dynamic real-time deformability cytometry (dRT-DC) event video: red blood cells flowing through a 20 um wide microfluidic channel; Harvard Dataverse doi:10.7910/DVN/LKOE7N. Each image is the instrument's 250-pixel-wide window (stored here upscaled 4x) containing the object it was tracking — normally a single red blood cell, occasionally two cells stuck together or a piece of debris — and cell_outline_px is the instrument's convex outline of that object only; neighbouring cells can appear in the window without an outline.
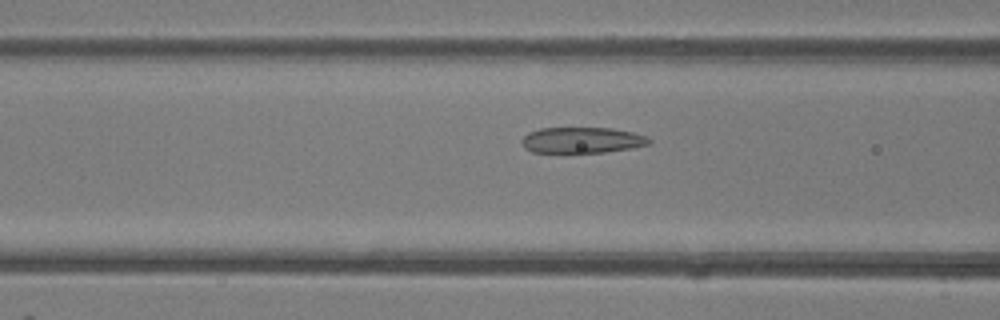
{"species": "common noctule bat (a hibernating species)", "species_latin": "Nyctalus noctula", "temperature_condition": "room temperature", "stored_images_in_passage": 50, "camera_frame_rate_fps": 3000, "um_per_image_px": 0.085, "animal": {"sex": "female"}, "frame": {"image": 1, "passage_image": 20, "time_ms": 6.333, "image_size_px": [1000, 320], "cell_outline_px": [[652, 144], [632, 148], [604, 152], [532, 152], [524, 148], [520, 140], [528, 132], [540, 128], [612, 128], [632, 132], [644, 136], [652, 140]], "centroid_in_image_um": [49.46, 11.91], "position_along_channel_um": 117.1, "area_um2": 19.25}}
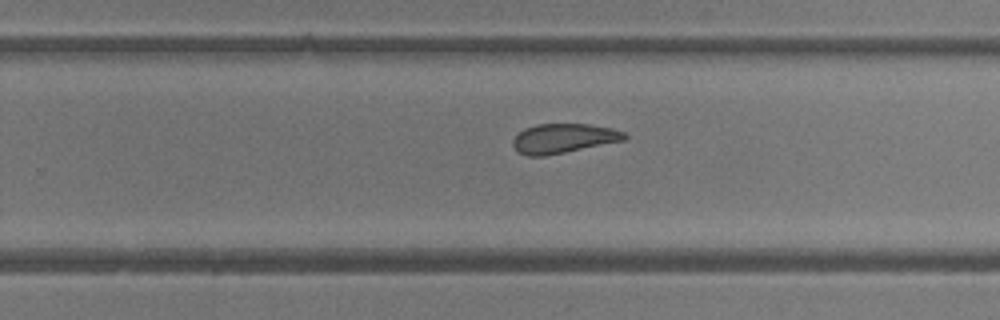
{"frame": {"image": 2, "passage_image": 32, "time_ms": 10.333, "image_size_px": [1000, 320], "cell_outline_px": [[628, 136], [624, 140], [544, 156], [528, 156], [520, 152], [512, 144], [512, 140], [524, 128], [536, 124], [592, 124], [612, 128], [624, 132]], "centroid_in_image_um": [47.9, 11.75], "position_along_channel_um": 281.9, "area_um2": 18.96}}
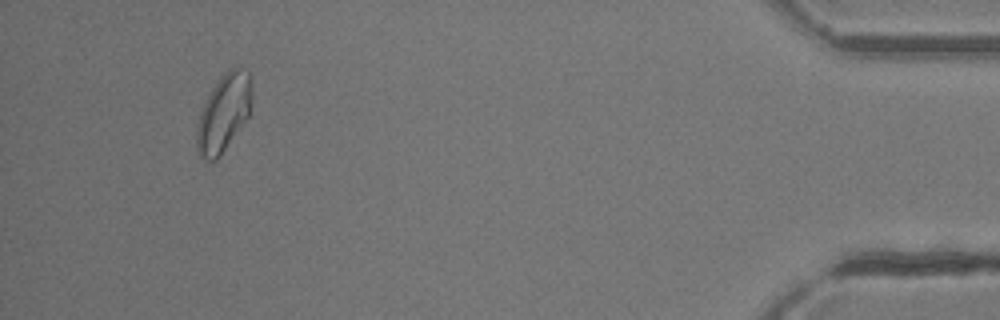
{"frame": {"image": 3, "passage_image": 47, "time_ms": 15.333, "image_size_px": [1000, 320], "cell_outline_px": [[252, 92], [248, 116], [220, 156], [216, 160], [208, 160], [200, 156], [196, 148], [196, 128], [200, 112], [212, 88], [224, 72], [228, 68], [240, 68], [248, 72], [252, 84]], "centroid_in_image_um": [19.0, 9.6], "position_along_channel_um": 416.2, "area_um2": 24.57}, "authors_computed_cell_mechanics": {"area_um2": 22.1085, "velocity_mm_per_s": 4.118, "shape_relaxation_time_tau1_ms": 8.7103, "shape_relaxation_time_tau2_ms": 1.7561, "deformation_change_tau1": 0.1485, "deformation_change_tau2": 0.0695}}